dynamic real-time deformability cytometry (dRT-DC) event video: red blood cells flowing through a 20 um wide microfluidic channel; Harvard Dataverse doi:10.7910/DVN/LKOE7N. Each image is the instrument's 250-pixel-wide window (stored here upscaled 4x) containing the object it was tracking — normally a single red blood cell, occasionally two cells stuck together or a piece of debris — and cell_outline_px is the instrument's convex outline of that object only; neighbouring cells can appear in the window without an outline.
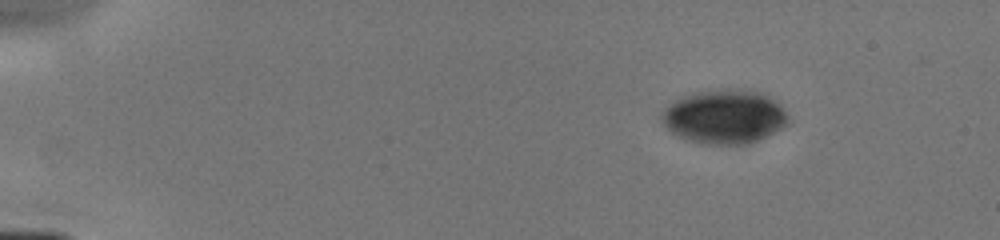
{"species": "human", "species_latin": "Homo sapiens", "temperature_condition": "cold", "stored_images_in_passage": 5, "camera_frame_rate_fps": 3000, "um_per_image_px": 0.085, "donor": {"sex": "male"}, "frame": {"image": 1, "passage_image": 1, "time_ms": 0.0, "image_size_px": [1000, 240], "cell_outline_px": [[788, 124], [768, 136], [748, 144], [700, 144], [684, 140], [672, 132], [660, 120], [660, 112], [668, 104], [684, 96], [700, 92], [764, 92], [776, 100], [780, 104], [788, 116]], "centroid_in_image_um": [61.57, 9.98], "position_along_channel_um": 23.4, "area_um2": 39.25}}
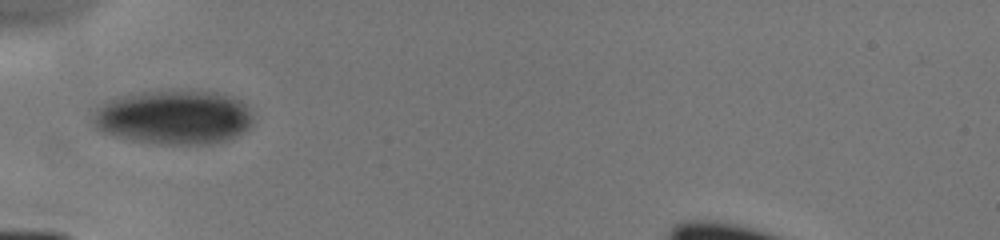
{"frame": {"image": 2, "passage_image": 4, "time_ms": 3.667, "image_size_px": [1000, 240], "cell_outline_px": [[252, 124], [244, 132], [228, 140], [212, 144], [156, 144], [132, 140], [116, 136], [104, 132], [96, 128], [92, 120], [96, 108], [120, 96], [144, 92], [216, 92], [232, 96], [240, 100], [248, 108], [252, 116]], "centroid_in_image_um": [14.81, 10.0], "position_along_channel_um": 70.2, "area_um2": 50.17}}
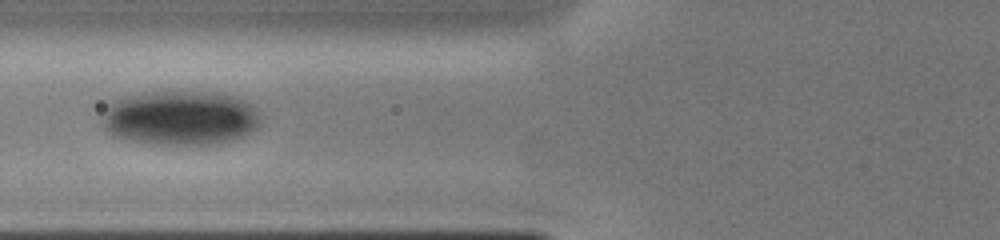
{"frame": {"image": 3, "passage_image": 5, "time_ms": 4.667, "image_size_px": [1000, 240], "cell_outline_px": [[260, 124], [256, 128], [240, 136], [228, 140], [212, 144], [152, 144], [112, 136], [100, 124], [100, 116], [108, 104], [124, 96], [144, 92], [220, 92], [236, 96], [252, 104], [260, 112]], "centroid_in_image_um": [15.29, 10.0], "position_along_channel_um": 110.5, "area_um2": 50.75}}